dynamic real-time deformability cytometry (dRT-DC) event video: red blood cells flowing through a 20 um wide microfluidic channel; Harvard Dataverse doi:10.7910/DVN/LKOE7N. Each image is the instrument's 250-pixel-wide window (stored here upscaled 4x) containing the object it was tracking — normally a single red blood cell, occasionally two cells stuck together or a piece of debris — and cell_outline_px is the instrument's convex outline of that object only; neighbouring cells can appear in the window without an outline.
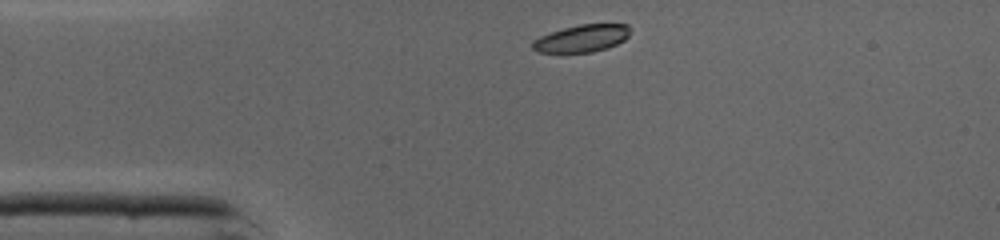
{"species": "common noctule bat (a hibernating species)", "species_latin": "Nyctalus noctula", "temperature_condition": "cold", "stored_images_in_passage": 30, "camera_frame_rate_fps": 3000, "um_per_image_px": 0.085, "animal": {"sex": "male", "body_mass_g": 19.0, "forearm_length_mm": 50.8}, "frame": {"image": 1, "passage_image": 1, "time_ms": 0.0, "image_size_px": [1000, 240], "cell_outline_px": [[628, 36], [624, 40], [608, 48], [592, 52], [560, 56], [540, 52], [532, 48], [532, 40], [540, 36], [564, 28], [580, 24], [628, 24]], "centroid_in_image_um": [49.38, 3.32], "position_along_channel_um": 35.6, "area_um2": 16.07}}
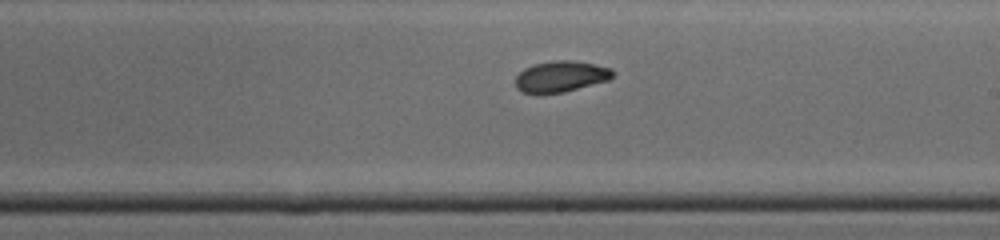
{"frame": {"image": 2, "passage_image": 17, "time_ms": 5.333, "image_size_px": [1000, 240], "cell_outline_px": [[612, 76], [608, 80], [564, 92], [540, 96], [536, 96], [524, 92], [516, 88], [516, 76], [524, 68], [536, 64], [556, 60], [572, 60], [596, 64], [612, 68]], "centroid_in_image_um": [47.63, 6.53], "position_along_channel_um": 241.4, "area_um2": 17.86}}
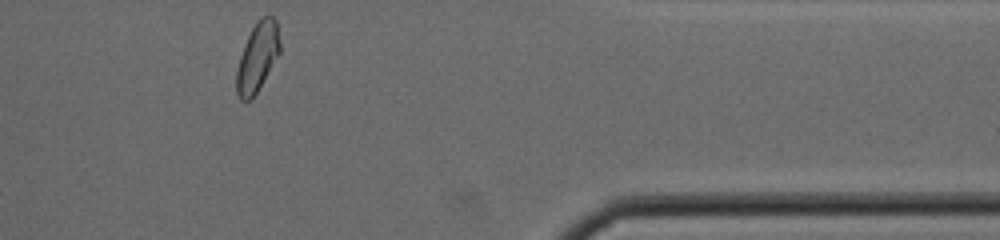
{"frame": {"image": 3, "passage_image": 29, "time_ms": 9.333, "image_size_px": [1000, 240], "cell_outline_px": [[280, 52], [252, 100], [240, 100], [236, 92], [236, 72], [240, 56], [244, 44], [256, 20], [260, 16], [268, 12], [276, 20], [280, 40]], "centroid_in_image_um": [21.88, 4.81], "position_along_channel_um": 389.5, "area_um2": 17.63}, "authors_computed_cell_mechanics": {"area_um2": 17.8313, "velocity_mm_per_s": 4.3517, "shape_relaxation_time_tau1_ms": 3.2792, "shape_relaxation_time_tau2_ms": 4.4237, "deformation_change_tau1": 0.1136, "deformation_change_tau2": 0.0912}}